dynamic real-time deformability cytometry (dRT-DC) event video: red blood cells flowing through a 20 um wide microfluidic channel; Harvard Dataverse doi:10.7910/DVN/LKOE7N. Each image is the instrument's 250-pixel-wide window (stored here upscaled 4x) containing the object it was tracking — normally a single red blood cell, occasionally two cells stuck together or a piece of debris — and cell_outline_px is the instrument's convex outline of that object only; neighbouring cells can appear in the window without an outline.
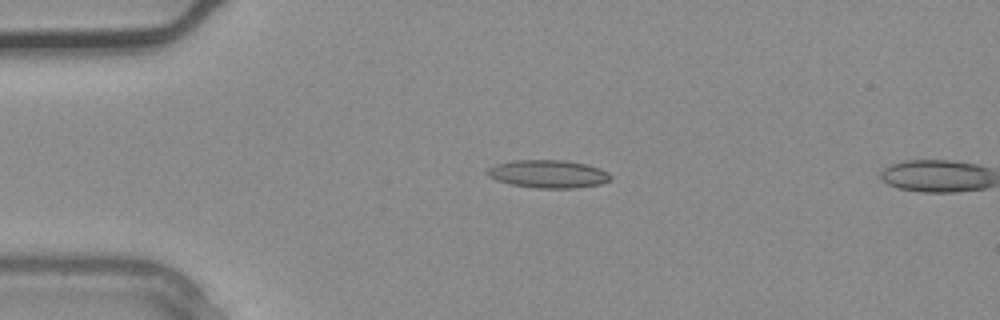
{"species": "common noctule bat (a hibernating species)", "species_latin": "Nyctalus noctula", "temperature_condition": "warm", "stored_images_in_passage": 2, "camera_frame_rate_fps": 3000, "um_per_image_px": 0.085, "animal": {"sex": "male", "body_mass_g": 20.4}, "frame": {"image": 1, "passage_image": 1, "time_ms": 0.0, "image_size_px": [1000, 320], "cell_outline_px": [[612, 176], [608, 180], [600, 184], [572, 188], [536, 188], [512, 184], [496, 180], [488, 176], [484, 172], [488, 168], [496, 164], [512, 160], [564, 160], [588, 164], [600, 168], [608, 172]], "centroid_in_image_um": [46.58, 14.77], "position_along_channel_um": 38.4, "area_um2": 20.11}}